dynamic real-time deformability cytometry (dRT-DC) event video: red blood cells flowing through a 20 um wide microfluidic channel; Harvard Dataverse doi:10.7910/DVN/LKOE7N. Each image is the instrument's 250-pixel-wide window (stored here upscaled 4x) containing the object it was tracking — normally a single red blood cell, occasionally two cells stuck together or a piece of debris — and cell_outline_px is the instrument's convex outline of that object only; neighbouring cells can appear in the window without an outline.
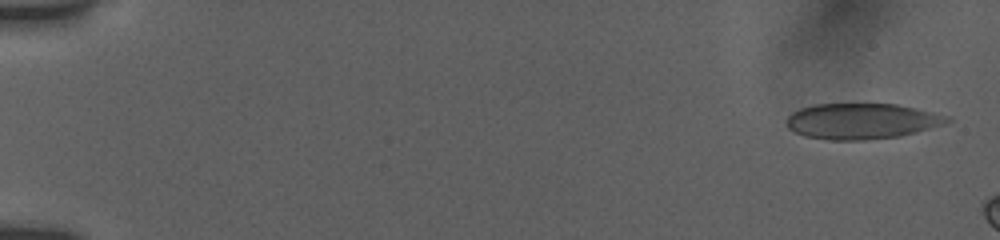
{"species": "human", "species_latin": "Homo sapiens", "temperature_condition": "room temperature", "stored_images_in_passage": 4, "camera_frame_rate_fps": 3000, "um_per_image_px": 0.085, "donor": {"sex": "female"}, "frame": {"image": 1, "passage_image": 1, "time_ms": 0.0, "image_size_px": [1000, 240], "cell_outline_px": [[952, 120], [944, 124], [916, 132], [900, 136], [864, 140], [828, 140], [804, 136], [788, 128], [788, 116], [792, 112], [800, 108], [816, 104], [896, 104], [952, 116]], "centroid_in_image_um": [73.27, 10.3], "position_along_channel_um": 11.7, "area_um2": 33.41}}